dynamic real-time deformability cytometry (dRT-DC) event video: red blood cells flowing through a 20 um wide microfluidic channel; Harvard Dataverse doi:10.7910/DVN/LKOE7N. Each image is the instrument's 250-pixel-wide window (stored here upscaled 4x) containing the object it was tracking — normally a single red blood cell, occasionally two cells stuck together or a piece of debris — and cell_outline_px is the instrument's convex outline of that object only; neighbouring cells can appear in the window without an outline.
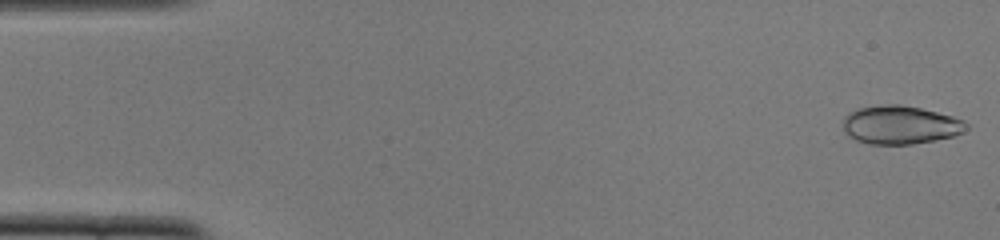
{"species": "common noctule bat (a hibernating species)", "species_latin": "Nyctalus noctula", "temperature_condition": "cold", "stored_images_in_passage": 50, "segment_of_instrument_passage": [1, 2], "camera_frame_rate_fps": 3000, "um_per_image_px": 0.085, "animal": {"sex": "female", "body_mass_g": 22.0, "forearm_length_mm": 56.7}, "frame": {"image": 1, "passage_image": 1, "time_ms": 0.0, "image_size_px": [1000, 240], "cell_outline_px": [[968, 128], [964, 132], [956, 136], [936, 140], [912, 144], [868, 144], [856, 140], [848, 136], [844, 132], [844, 116], [848, 112], [856, 108], [884, 104], [900, 104], [920, 108], [952, 116], [964, 120], [968, 124]], "centroid_in_image_um": [76.53, 10.62], "position_along_channel_um": 8.5, "area_um2": 27.92}}
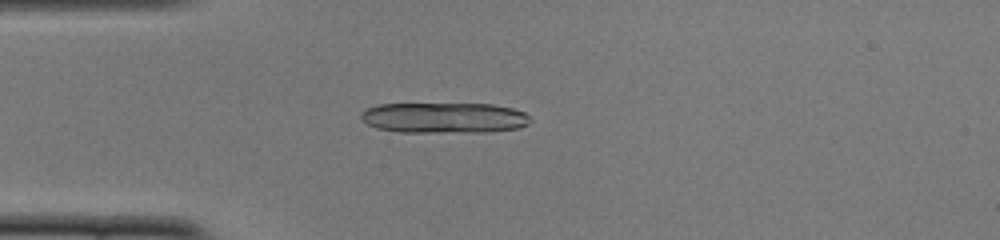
{"frame": {"image": 2, "passage_image": 13, "time_ms": 4.0, "image_size_px": [1000, 240], "cell_outline_px": [[532, 120], [528, 124], [520, 128], [484, 132], [400, 132], [376, 128], [368, 124], [360, 116], [360, 112], [364, 108], [380, 104], [492, 104], [512, 108], [524, 112]], "centroid_in_image_um": [37.74, 10.01], "position_along_channel_um": 47.3, "area_um2": 30.35}}